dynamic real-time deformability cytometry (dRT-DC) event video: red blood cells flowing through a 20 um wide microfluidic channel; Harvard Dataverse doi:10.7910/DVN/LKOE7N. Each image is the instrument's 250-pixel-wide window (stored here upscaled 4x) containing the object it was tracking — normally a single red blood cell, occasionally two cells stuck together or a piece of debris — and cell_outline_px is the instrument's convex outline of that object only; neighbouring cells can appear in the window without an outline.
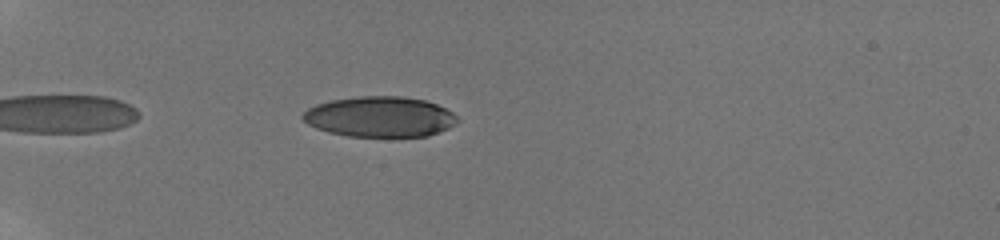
{"species": "human", "species_latin": "Homo sapiens", "temperature_condition": "room temperature", "stored_images_in_passage": 40, "camera_frame_rate_fps": 3000, "um_per_image_px": 0.085, "donor": {"sex": "male"}, "frame": {"image": 1, "passage_image": 7, "time_ms": 1.333, "image_size_px": [1000, 240], "cell_outline_px": [[460, 120], [456, 124], [448, 128], [428, 136], [348, 136], [328, 132], [316, 128], [300, 120], [300, 116], [308, 108], [316, 104], [332, 100], [360, 96], [400, 96], [424, 100], [436, 104], [452, 112]], "centroid_in_image_um": [32.26, 9.92], "position_along_channel_um": 52.7, "area_um2": 36.47}}
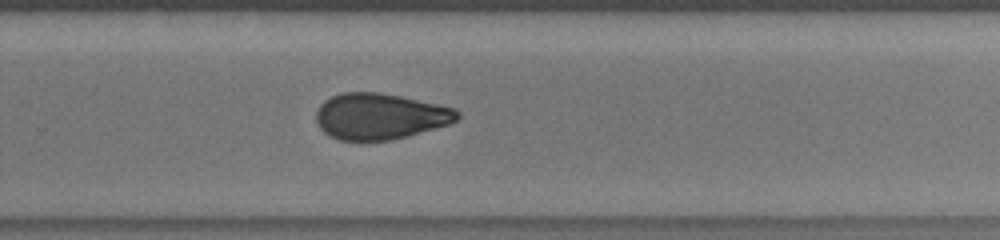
{"frame": {"image": 2, "passage_image": 27, "time_ms": 8.667, "image_size_px": [1000, 240], "cell_outline_px": [[460, 116], [456, 120], [448, 124], [408, 136], [388, 140], [340, 140], [324, 132], [320, 128], [316, 120], [316, 112], [320, 104], [324, 100], [340, 92], [380, 92], [400, 96], [456, 108], [460, 112]], "centroid_in_image_um": [32.29, 9.87], "position_along_channel_um": 297.5, "area_um2": 37.8}}
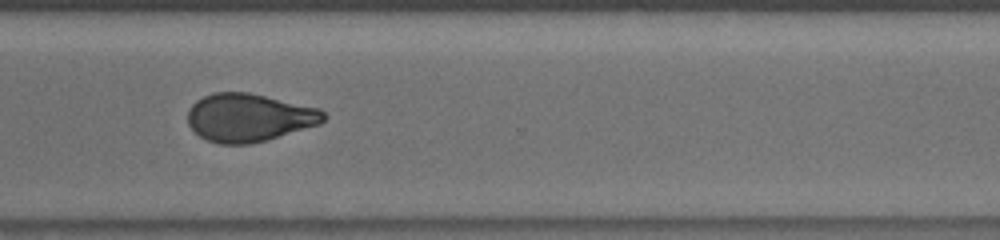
{"frame": {"image": 3, "passage_image": 33, "time_ms": 10.0, "image_size_px": [1000, 240], "cell_outline_px": [[328, 116], [320, 124], [268, 140], [248, 144], [220, 144], [208, 140], [200, 136], [188, 124], [188, 108], [196, 100], [212, 92], [248, 92], [320, 108]], "centroid_in_image_um": [21.18, 9.99], "position_along_channel_um": 349.4, "area_um2": 38.21}, "authors_computed_cell_mechanics": {"area_um2": 38.148, "velocity_mm_per_s": 3.8964, "shape_relaxation_time_tau1_ms": 7.2216, "shape_relaxation_time_tau2_ms": 2.3817, "deformation_change_tau1": 0.1872, "deformation_change_tau2": 0.0768}}